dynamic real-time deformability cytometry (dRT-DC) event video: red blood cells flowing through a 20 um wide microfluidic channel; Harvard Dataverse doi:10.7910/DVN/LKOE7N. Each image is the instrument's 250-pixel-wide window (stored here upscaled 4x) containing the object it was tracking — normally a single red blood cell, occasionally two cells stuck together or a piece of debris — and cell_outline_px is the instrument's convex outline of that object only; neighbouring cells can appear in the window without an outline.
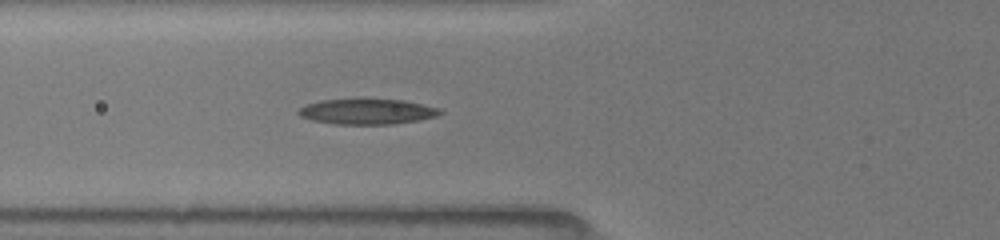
{"species": "common noctule bat (a hibernating species)", "species_latin": "Nyctalus noctula", "temperature_condition": "room temperature", "stored_images_in_passage": 5, "camera_frame_rate_fps": 3000, "um_per_image_px": 0.085, "animal": {"sex": "female", "body_mass_g": 19.5, "forearm_length_mm": 54.1}, "frame": {"image": 1, "passage_image": 5, "time_ms": 4.0, "image_size_px": [1000, 240], "cell_outline_px": [[444, 112], [436, 116], [420, 120], [392, 124], [332, 124], [312, 120], [300, 116], [296, 112], [300, 108], [308, 104], [320, 100], [404, 100], [440, 108]], "centroid_in_image_um": [31.22, 9.5], "position_along_channel_um": 94.6, "area_um2": 20.75}}